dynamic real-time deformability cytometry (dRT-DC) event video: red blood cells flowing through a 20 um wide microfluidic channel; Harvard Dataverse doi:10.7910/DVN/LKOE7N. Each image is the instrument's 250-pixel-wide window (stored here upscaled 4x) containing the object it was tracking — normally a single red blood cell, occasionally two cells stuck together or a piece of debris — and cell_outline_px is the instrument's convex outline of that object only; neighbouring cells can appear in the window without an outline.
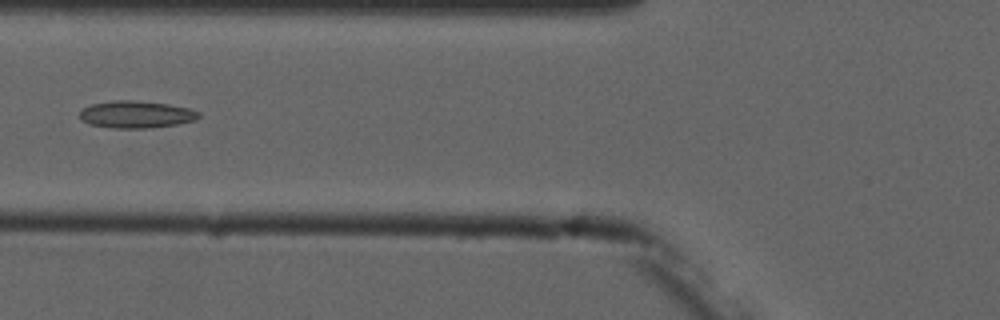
{"species": "common noctule bat (a hibernating species)", "species_latin": "Nyctalus noctula", "temperature_condition": "cold", "stored_images_in_passage": 8, "camera_frame_rate_fps": 3000, "um_per_image_px": 0.085, "animal": {"sex": "male", "forearm_length_mm": 52.5}, "frame": {"image": 1, "passage_image": 5, "time_ms": 5.0, "image_size_px": [1000, 320], "cell_outline_px": [[200, 116], [196, 120], [180, 124], [148, 128], [112, 128], [88, 124], [80, 120], [80, 112], [84, 108], [92, 104], [112, 100], [136, 100], [168, 104], [188, 108], [200, 112]], "centroid_in_image_um": [11.58, 9.73], "position_along_channel_um": 114.2, "area_um2": 19.02}}
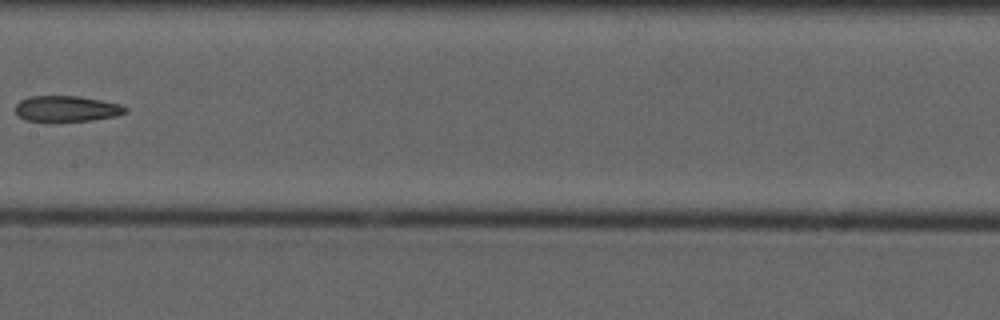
{"frame": {"image": 2, "passage_image": 7, "time_ms": 7.333, "image_size_px": [1000, 320], "cell_outline_px": [[128, 112], [116, 116], [92, 120], [24, 120], [16, 112], [16, 104], [20, 100], [28, 96], [80, 96], [120, 104], [128, 108]], "centroid_in_image_um": [5.69, 9.22], "position_along_channel_um": 201.7, "area_um2": 16.3}}
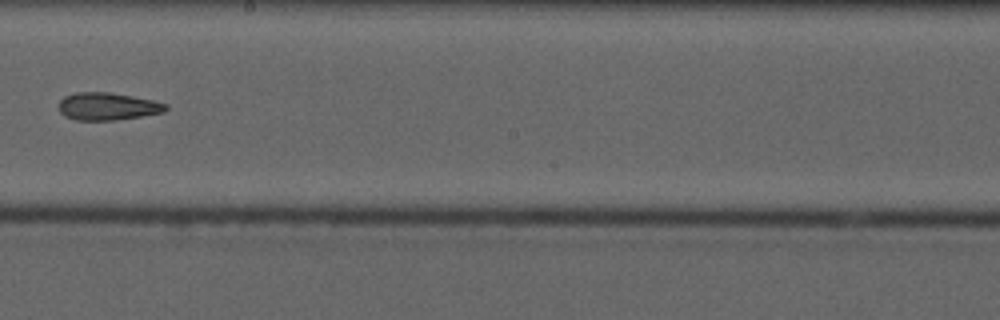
{"frame": {"image": 3, "passage_image": 8, "time_ms": 8.333, "image_size_px": [1000, 320], "cell_outline_px": [[168, 108], [164, 112], [116, 120], [76, 120], [64, 116], [60, 112], [60, 100], [64, 96], [76, 92], [108, 92], [132, 96], [152, 100], [168, 104]], "centroid_in_image_um": [9.14, 9.04], "position_along_channel_um": 239.1, "area_um2": 17.11}}